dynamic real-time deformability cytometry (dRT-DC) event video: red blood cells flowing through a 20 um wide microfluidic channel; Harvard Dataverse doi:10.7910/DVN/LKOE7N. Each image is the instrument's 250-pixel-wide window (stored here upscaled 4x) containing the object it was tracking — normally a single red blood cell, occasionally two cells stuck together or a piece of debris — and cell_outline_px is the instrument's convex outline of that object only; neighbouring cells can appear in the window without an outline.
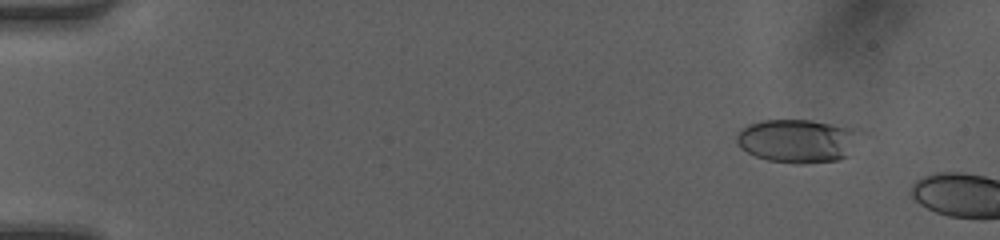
{"species": "human", "species_latin": "Homo sapiens", "temperature_condition": "room temperature", "stored_images_in_passage": 7, "camera_frame_rate_fps": 3000, "um_per_image_px": 0.085, "donor": {"sex": "female"}, "frame": {"image": 1, "passage_image": 5, "time_ms": 1.333, "image_size_px": [1000, 240], "cell_outline_px": [[860, 132], [848, 156], [836, 160], [800, 164], [796, 164], [768, 160], [756, 156], [748, 152], [736, 140], [736, 136], [748, 124], [760, 120], [812, 120], [860, 128]], "centroid_in_image_um": [67.83, 11.95], "position_along_channel_um": 17.2, "area_um2": 31.15}}